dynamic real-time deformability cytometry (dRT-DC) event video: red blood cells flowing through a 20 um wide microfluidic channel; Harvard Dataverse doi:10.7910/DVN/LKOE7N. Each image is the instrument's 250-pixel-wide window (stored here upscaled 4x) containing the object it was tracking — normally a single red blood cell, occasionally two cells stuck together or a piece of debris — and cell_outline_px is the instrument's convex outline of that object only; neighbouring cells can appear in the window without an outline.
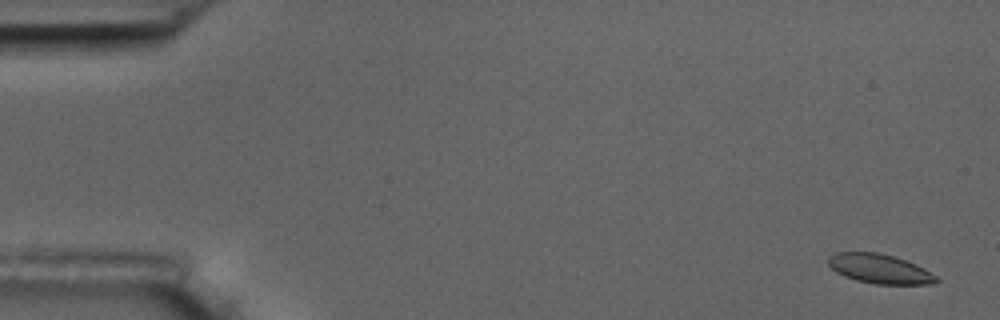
{"species": "common noctule bat (a hibernating species)", "species_latin": "Nyctalus noctula", "temperature_condition": "room temperature", "stored_images_in_passage": 4, "camera_frame_rate_fps": 3000, "um_per_image_px": 0.085, "animal": {"sex": "male", "body_mass_g": 17.5, "forearm_length_mm": 52.3}, "frame": {"image": 1, "passage_image": 1, "time_ms": 0.0, "image_size_px": [1000, 320], "cell_outline_px": [[940, 280], [936, 284], [876, 284], [856, 280], [844, 276], [836, 272], [828, 264], [828, 256], [836, 252], [876, 252], [892, 256], [916, 264], [924, 268], [936, 276]], "centroid_in_image_um": [74.77, 22.85], "position_along_channel_um": 10.2, "area_um2": 18.5}}
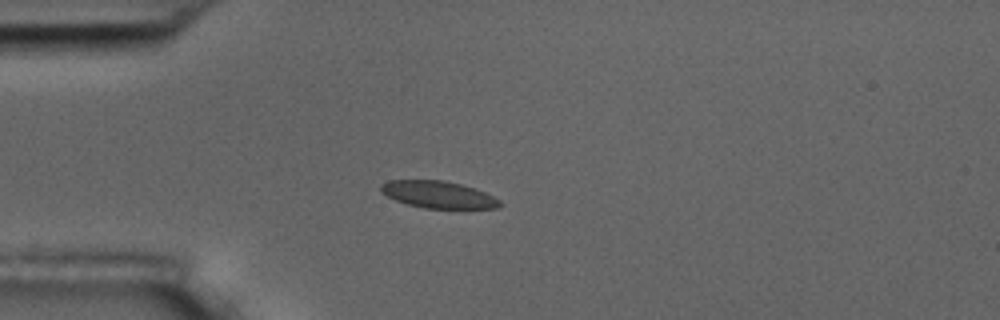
{"frame": {"image": 2, "passage_image": 4, "time_ms": 4.333, "image_size_px": [1000, 320], "cell_outline_px": [[504, 204], [496, 208], [424, 208], [408, 204], [396, 200], [380, 192], [380, 184], [388, 180], [440, 180], [460, 184], [484, 192], [500, 200]], "centroid_in_image_um": [37.22, 16.54], "position_along_channel_um": 47.8, "area_um2": 18.55}}